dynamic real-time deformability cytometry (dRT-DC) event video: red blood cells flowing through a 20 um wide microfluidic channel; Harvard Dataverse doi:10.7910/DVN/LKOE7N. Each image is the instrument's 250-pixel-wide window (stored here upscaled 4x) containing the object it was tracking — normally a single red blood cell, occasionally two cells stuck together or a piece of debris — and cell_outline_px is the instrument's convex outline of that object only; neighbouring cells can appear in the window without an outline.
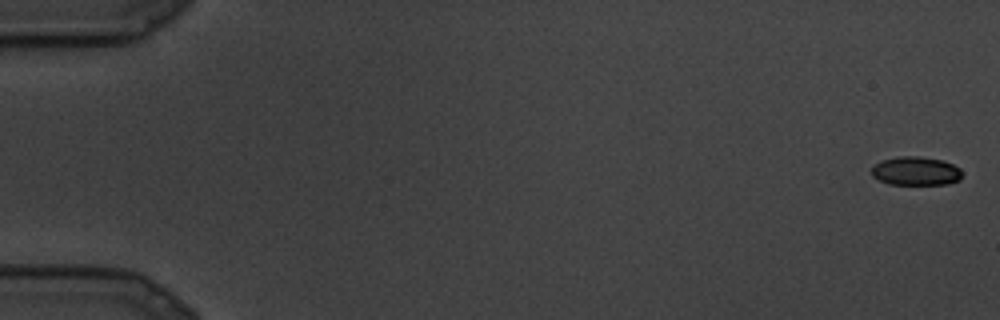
{"species": "common noctule bat (a hibernating species)", "species_latin": "Nyctalus noctula", "temperature_condition": "cold", "stored_images_in_passage": 12, "camera_frame_rate_fps": 3000, "um_per_image_px": 0.085, "animal": {"sex": "male", "body_mass_g": 19.5, "forearm_length_mm": 54.6}, "frame": {"image": 1, "passage_image": 1, "time_ms": 0.0, "image_size_px": [1000, 320], "cell_outline_px": [[960, 180], [948, 184], [888, 184], [872, 176], [872, 168], [876, 164], [884, 160], [900, 156], [920, 156], [944, 160], [960, 168]], "centroid_in_image_um": [77.86, 14.54], "position_along_channel_um": 7.1, "area_um2": 15.03}}
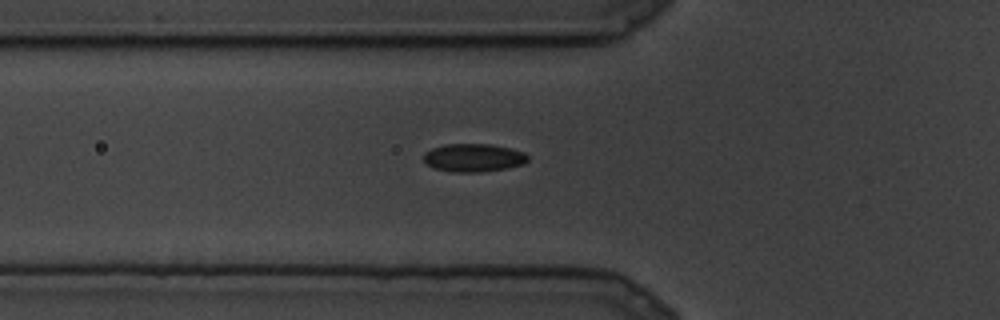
{"frame": {"image": 2, "passage_image": 10, "time_ms": 3.0, "image_size_px": [1000, 320], "cell_outline_px": [[528, 160], [524, 164], [504, 168], [480, 172], [452, 172], [436, 168], [428, 164], [424, 160], [424, 152], [432, 148], [444, 144], [492, 144], [512, 148], [524, 152], [528, 156]], "centroid_in_image_um": [40.27, 13.39], "position_along_channel_um": 85.5, "area_um2": 17.05}}
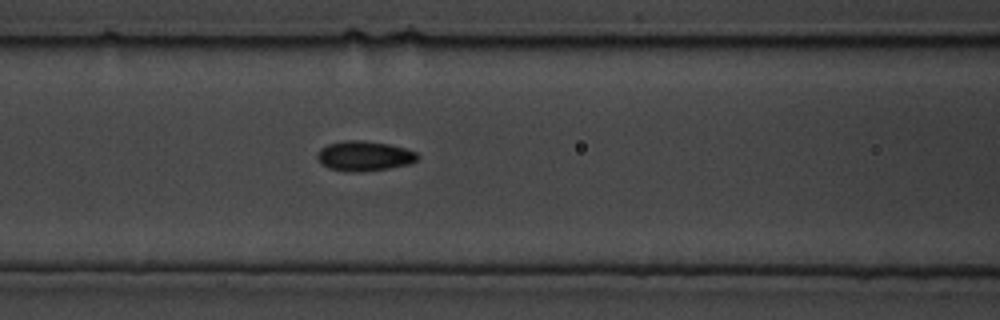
{"frame": {"image": 3, "passage_image": 12, "time_ms": 3.667, "image_size_px": [1000, 320], "cell_outline_px": [[420, 156], [416, 160], [408, 164], [388, 168], [356, 172], [348, 172], [328, 168], [316, 156], [316, 152], [320, 148], [328, 144], [344, 140], [360, 140], [388, 144], [404, 148], [416, 152]], "centroid_in_image_um": [30.94, 13.25], "position_along_channel_um": 135.7, "area_um2": 17.34}}